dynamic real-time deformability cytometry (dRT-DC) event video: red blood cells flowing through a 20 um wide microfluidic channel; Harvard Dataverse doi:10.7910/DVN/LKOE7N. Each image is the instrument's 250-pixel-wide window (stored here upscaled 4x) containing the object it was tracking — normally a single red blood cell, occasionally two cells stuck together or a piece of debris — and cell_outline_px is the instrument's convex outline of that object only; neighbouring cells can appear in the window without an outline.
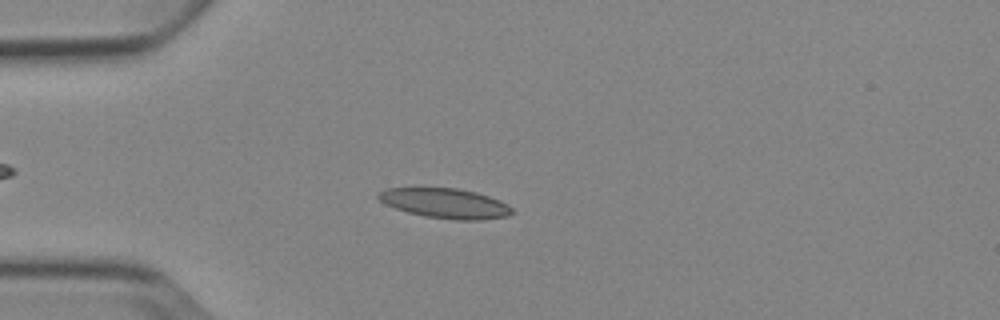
{"species": "Egyptian fruit bat (a non-hibernating species)", "species_latin": "Rousettus aegyptiacus", "temperature_condition": "cold", "stored_images_in_passage": 52, "camera_frame_rate_fps": 3000, "um_per_image_px": 0.085, "animal": {"sex": "female"}, "frame": {"image": 1, "passage_image": 14, "time_ms": 4.333, "image_size_px": [1000, 320], "cell_outline_px": [[512, 212], [508, 216], [480, 220], [452, 220], [424, 216], [408, 212], [384, 204], [376, 196], [376, 192], [388, 188], [456, 188], [476, 192], [500, 200], [508, 204], [512, 208]], "centroid_in_image_um": [37.83, 17.28], "position_along_channel_um": 47.2, "area_um2": 23.35}}
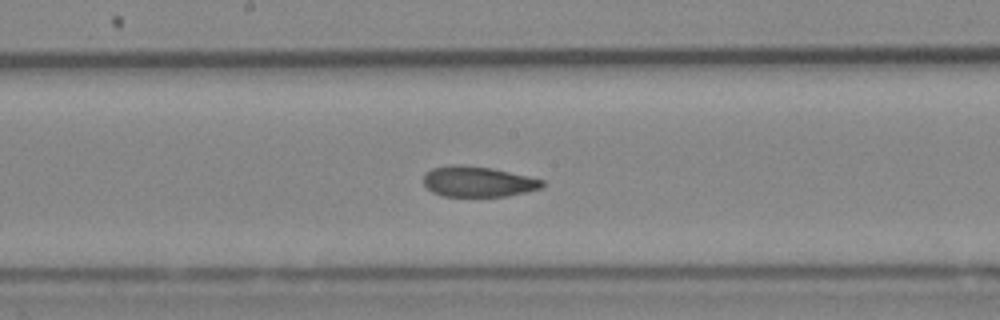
{"frame": {"image": 2, "passage_image": 28, "time_ms": 9.0, "image_size_px": [1000, 320], "cell_outline_px": [[544, 184], [540, 188], [508, 196], [440, 196], [432, 192], [424, 184], [424, 172], [432, 168], [448, 164], [460, 164], [492, 168], [528, 176], [544, 180]], "centroid_in_image_um": [40.58, 15.42], "position_along_channel_um": 207.6, "area_um2": 21.21}}
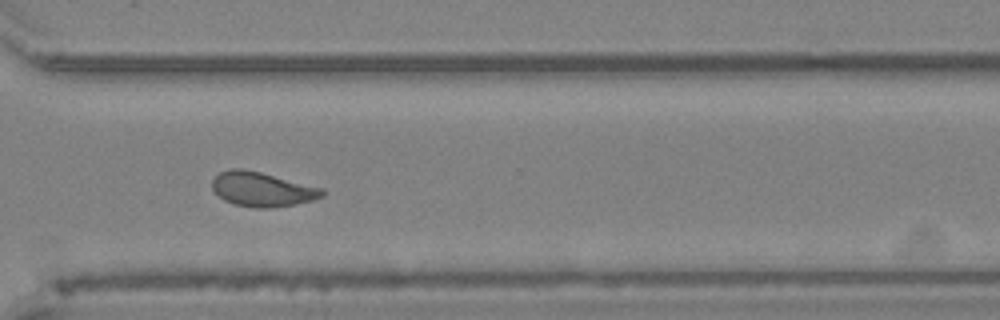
{"frame": {"image": 3, "passage_image": 39, "time_ms": 12.667, "image_size_px": [1000, 320], "cell_outline_px": [[324, 196], [312, 200], [272, 208], [256, 208], [236, 204], [224, 200], [212, 188], [212, 180], [220, 172], [228, 168], [240, 168], [260, 172], [324, 188]], "centroid_in_image_um": [22.28, 16.08], "position_along_channel_um": 348.3, "area_um2": 21.91}, "authors_computed_cell_mechanics": {"area_um2": 22.0507, "velocity_mm_per_s": 3.8377, "shape_relaxation_time_tau1_ms": 6.9186, "shape_relaxation_time_tau2_ms": 1.7122, "deformation_change_tau1": 0.1545, "deformation_change_tau2": 0.0762}}